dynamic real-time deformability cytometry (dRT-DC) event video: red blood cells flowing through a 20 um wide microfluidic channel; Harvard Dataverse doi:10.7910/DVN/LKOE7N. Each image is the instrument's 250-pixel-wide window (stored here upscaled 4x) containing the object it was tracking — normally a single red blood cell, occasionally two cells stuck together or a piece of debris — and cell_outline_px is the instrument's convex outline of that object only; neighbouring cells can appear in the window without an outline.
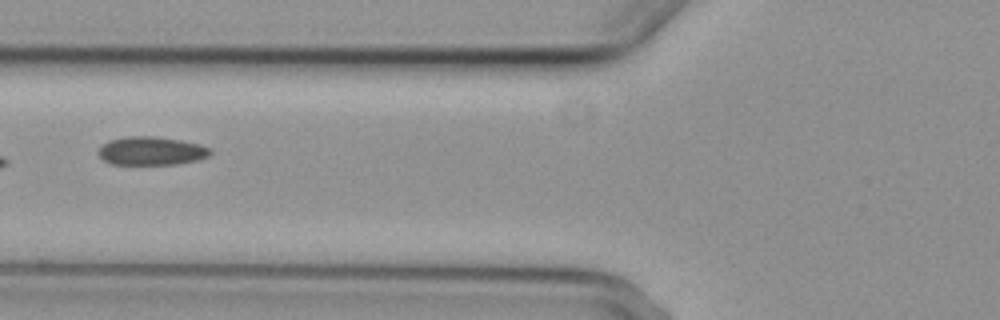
{"species": "common noctule bat (a hibernating species)", "species_latin": "Nyctalus noctula", "temperature_condition": "cold", "stored_images_in_passage": 7, "camera_frame_rate_fps": 3000, "um_per_image_px": 0.085, "animal": {"sex": "female", "body_mass_g": 29.2, "forearm_length_mm": 56.3}, "frame": {"image": 1, "passage_image": 5, "time_ms": 6.333, "image_size_px": [1000, 320], "cell_outline_px": [[212, 152], [208, 156], [196, 160], [176, 164], [112, 164], [104, 160], [100, 156], [100, 148], [108, 140], [124, 136], [156, 136], [180, 140], [200, 144], [212, 148]], "centroid_in_image_um": [12.89, 12.81], "position_along_channel_um": 112.9, "area_um2": 18.5}}
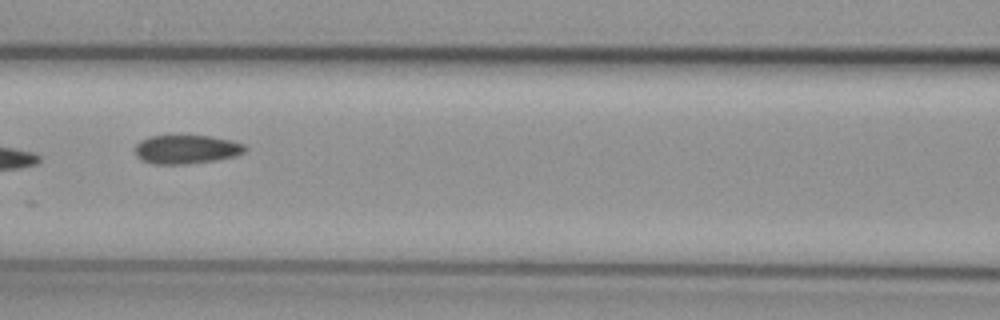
{"frame": {"image": 2, "passage_image": 6, "time_ms": 7.333, "image_size_px": [1000, 320], "cell_outline_px": [[248, 148], [244, 152], [236, 156], [216, 160], [188, 164], [152, 164], [140, 160], [136, 156], [136, 144], [140, 140], [148, 136], [208, 136], [232, 140], [244, 144]], "centroid_in_image_um": [15.84, 12.7], "position_along_channel_um": 150.8, "area_um2": 18.61}}
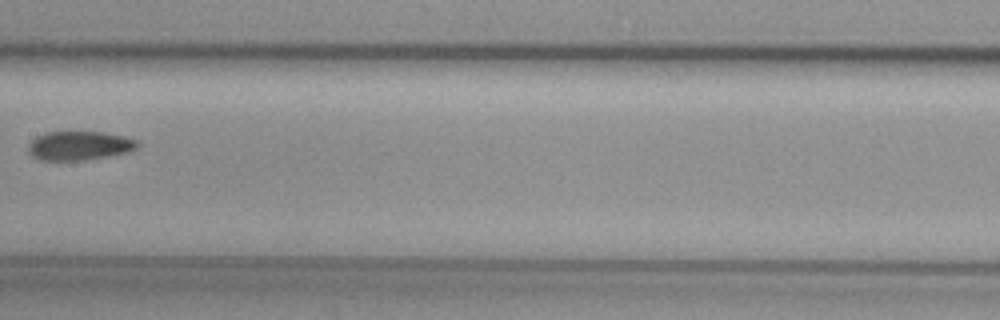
{"frame": {"image": 3, "passage_image": 7, "time_ms": 8.667, "image_size_px": [1000, 320], "cell_outline_px": [[140, 144], [136, 148], [128, 152], [108, 156], [84, 160], [44, 160], [32, 156], [28, 152], [28, 144], [36, 136], [44, 132], [104, 132], [124, 136], [140, 140]], "centroid_in_image_um": [6.76, 12.37], "position_along_channel_um": 200.6, "area_um2": 18.55}}